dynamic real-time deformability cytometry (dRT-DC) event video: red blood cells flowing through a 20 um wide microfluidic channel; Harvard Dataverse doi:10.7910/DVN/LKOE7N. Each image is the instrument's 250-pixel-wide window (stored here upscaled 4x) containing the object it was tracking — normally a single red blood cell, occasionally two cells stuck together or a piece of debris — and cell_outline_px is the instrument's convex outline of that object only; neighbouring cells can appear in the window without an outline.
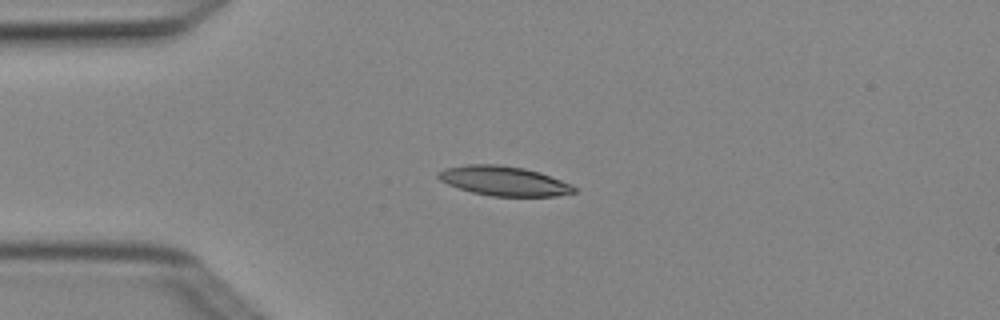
{"species": "Egyptian fruit bat (a non-hibernating species)", "species_latin": "Rousettus aegyptiacus", "temperature_condition": "cold", "stored_images_in_passage": 3, "camera_frame_rate_fps": 3000, "um_per_image_px": 0.085, "animal": {"sex": "female"}, "frame": {"image": 1, "passage_image": 3, "time_ms": 0.667, "image_size_px": [1000, 320], "cell_outline_px": [[576, 192], [556, 196], [492, 196], [472, 192], [448, 184], [440, 180], [436, 176], [444, 168], [468, 164], [500, 164], [524, 168], [540, 172], [572, 184], [576, 188]], "centroid_in_image_um": [42.85, 15.37], "position_along_channel_um": 42.1, "area_um2": 23.35}}